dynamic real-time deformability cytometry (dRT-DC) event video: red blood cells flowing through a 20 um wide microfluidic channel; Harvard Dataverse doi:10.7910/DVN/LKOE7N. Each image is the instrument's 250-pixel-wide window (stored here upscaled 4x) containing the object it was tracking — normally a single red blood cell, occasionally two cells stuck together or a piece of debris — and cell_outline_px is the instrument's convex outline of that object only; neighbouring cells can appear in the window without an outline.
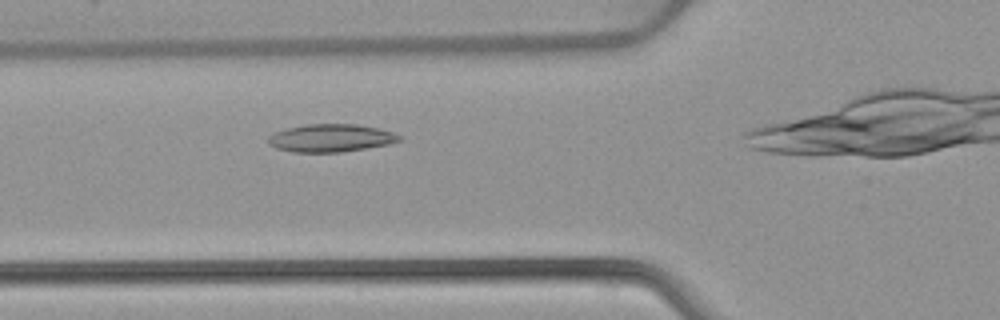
{"species": "common noctule bat (a hibernating species)", "species_latin": "Nyctalus noctula", "temperature_condition": "warm", "stored_images_in_passage": 38, "camera_frame_rate_fps": 3000, "um_per_image_px": 0.085, "animal": {"sex": "female", "body_mass_g": 22.7, "forearm_length_mm": 54.2}, "frame": {"image": 1, "passage_image": 14, "time_ms": 4.333, "image_size_px": [1000, 320], "cell_outline_px": [[404, 140], [388, 144], [340, 152], [292, 152], [276, 148], [268, 144], [268, 136], [276, 132], [288, 128], [308, 124], [356, 124], [380, 128], [404, 136]], "centroid_in_image_um": [28.16, 11.73], "position_along_channel_um": 97.6, "area_um2": 21.27}}
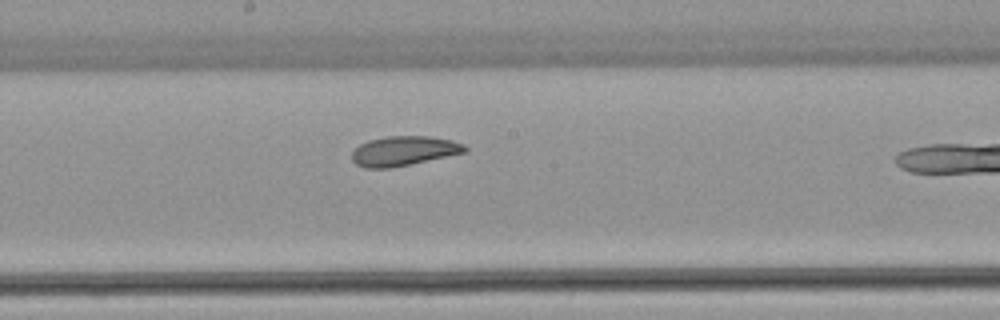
{"frame": {"image": 2, "passage_image": 23, "time_ms": 7.333, "image_size_px": [1000, 320], "cell_outline_px": [[468, 152], [392, 168], [364, 168], [356, 164], [352, 160], [352, 152], [360, 144], [368, 140], [388, 136], [428, 136], [452, 140], [464, 144], [468, 148]], "centroid_in_image_um": [34.34, 12.83], "position_along_channel_um": 213.9, "area_um2": 19.65}}
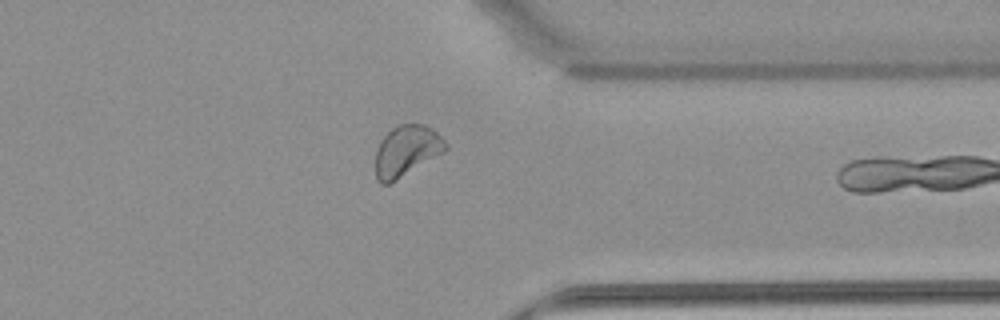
{"frame": {"image": 3, "passage_image": 36, "time_ms": 11.667, "image_size_px": [1000, 320], "cell_outline_px": [[448, 148], [444, 152], [388, 184], [380, 184], [376, 180], [376, 152], [380, 140], [396, 124], [424, 124], [432, 128], [448, 144]], "centroid_in_image_um": [34.55, 12.8], "position_along_channel_um": 376.9, "area_um2": 20.63}}